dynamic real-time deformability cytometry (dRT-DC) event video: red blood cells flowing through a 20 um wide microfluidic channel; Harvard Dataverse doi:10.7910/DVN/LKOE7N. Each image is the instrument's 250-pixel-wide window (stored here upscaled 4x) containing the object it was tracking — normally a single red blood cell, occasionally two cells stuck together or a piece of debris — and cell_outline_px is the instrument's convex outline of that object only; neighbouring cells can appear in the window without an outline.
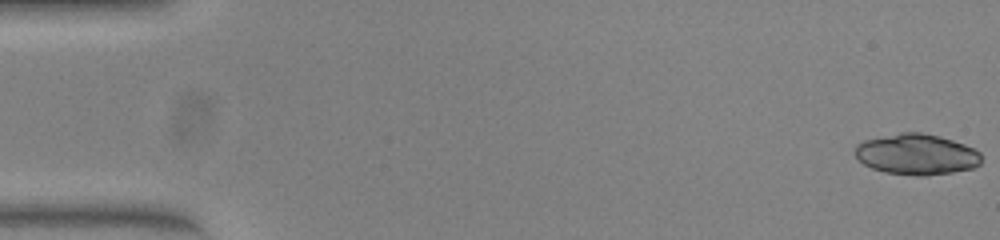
{"species": "common noctule bat (a hibernating species)", "species_latin": "Nyctalus noctula", "temperature_condition": "warm", "stored_images_in_passage": 53, "camera_frame_rate_fps": 3000, "um_per_image_px": 0.085, "animal": {"sex": "female", "body_mass_g": 23.0, "forearm_length_mm": 53.4}, "frame": {"image": 1, "passage_image": 1, "time_ms": 0.0, "image_size_px": [1000, 240], "cell_outline_px": [[980, 164], [972, 168], [952, 172], [924, 176], [920, 176], [884, 172], [872, 168], [864, 164], [856, 156], [856, 144], [864, 140], [900, 132], [920, 132], [940, 136], [964, 144], [980, 152]], "centroid_in_image_um": [77.9, 13.11], "position_along_channel_um": 7.1, "area_um2": 29.88}}